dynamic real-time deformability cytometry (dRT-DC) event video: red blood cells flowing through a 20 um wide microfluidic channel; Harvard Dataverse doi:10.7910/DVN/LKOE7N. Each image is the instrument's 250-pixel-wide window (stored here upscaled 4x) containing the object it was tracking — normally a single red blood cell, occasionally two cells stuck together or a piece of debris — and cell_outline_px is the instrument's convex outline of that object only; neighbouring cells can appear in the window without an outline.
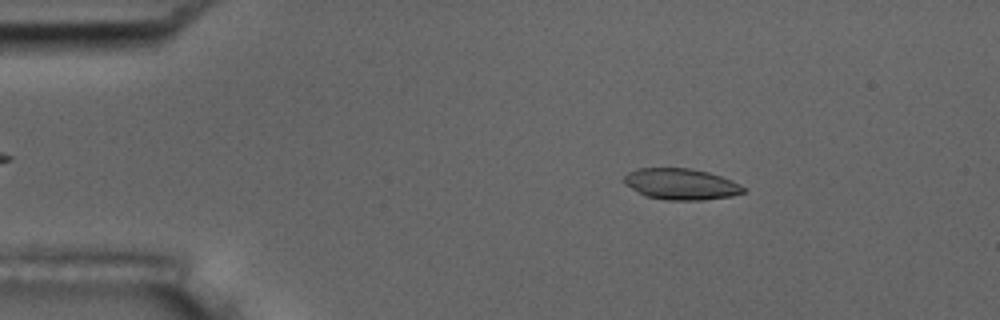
{"species": "common noctule bat (a hibernating species)", "species_latin": "Nyctalus noctula", "temperature_condition": "room temperature", "stored_images_in_passage": 3, "camera_frame_rate_fps": 3000, "um_per_image_px": 0.085, "animal": {"sex": "male", "body_mass_g": 17.5, "forearm_length_mm": 52.3}, "frame": {"image": 1, "passage_image": 1, "time_ms": 0.0, "image_size_px": [1000, 320], "cell_outline_px": [[744, 192], [732, 196], [704, 200], [668, 200], [644, 196], [624, 184], [624, 176], [628, 172], [640, 168], [692, 168], [708, 172], [732, 180], [740, 184], [744, 188]], "centroid_in_image_um": [57.87, 15.65], "position_along_channel_um": 27.1, "area_um2": 21.73}}